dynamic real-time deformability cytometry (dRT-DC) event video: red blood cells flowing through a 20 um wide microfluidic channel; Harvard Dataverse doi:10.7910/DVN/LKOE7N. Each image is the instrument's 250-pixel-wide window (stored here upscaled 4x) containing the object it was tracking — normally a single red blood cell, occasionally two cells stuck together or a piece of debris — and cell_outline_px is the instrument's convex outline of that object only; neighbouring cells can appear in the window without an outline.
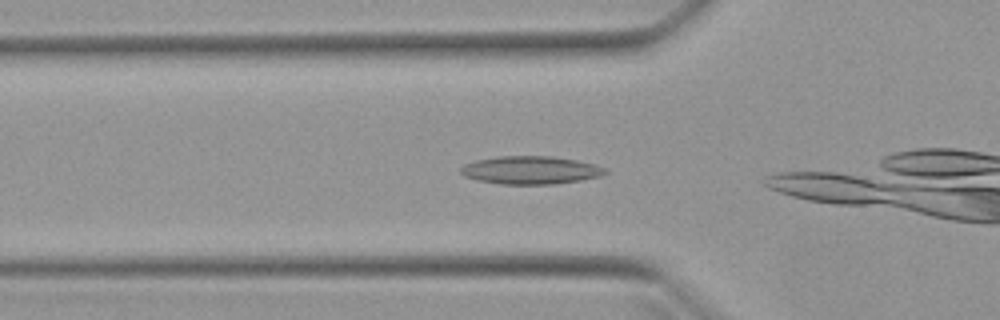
{"species": "Egyptian fruit bat (a non-hibernating species)", "species_latin": "Rousettus aegyptiacus", "temperature_condition": "warm", "stored_images_in_passage": 5, "camera_frame_rate_fps": 3000, "um_per_image_px": 0.085, "animal": {"sex": "female"}, "frame": {"image": 1, "passage_image": 3, "time_ms": 0.667, "image_size_px": [1000, 320], "cell_outline_px": [[608, 172], [600, 176], [580, 180], [556, 184], [500, 184], [476, 180], [464, 176], [460, 172], [460, 168], [464, 164], [476, 160], [500, 156], [552, 156], [576, 160], [608, 168]], "centroid_in_image_um": [45.09, 14.46], "position_along_channel_um": 80.7, "area_um2": 23.64}}